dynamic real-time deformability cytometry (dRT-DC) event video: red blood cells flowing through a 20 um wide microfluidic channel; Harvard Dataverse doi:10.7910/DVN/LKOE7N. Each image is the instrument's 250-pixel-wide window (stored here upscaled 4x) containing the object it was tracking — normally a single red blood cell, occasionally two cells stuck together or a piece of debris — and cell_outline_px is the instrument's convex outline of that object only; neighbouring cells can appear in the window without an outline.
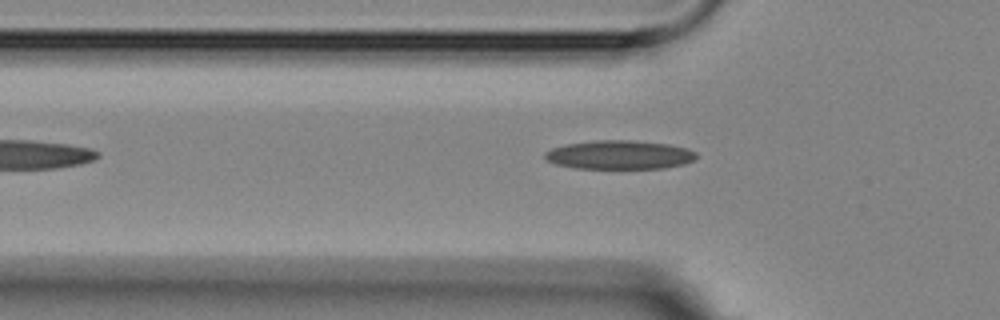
{"species": "Egyptian fruit bat (a non-hibernating species)", "species_latin": "Rousettus aegyptiacus", "temperature_condition": "room temperature", "stored_images_in_passage": 4, "camera_frame_rate_fps": 3000, "um_per_image_px": 0.085, "animal": {"sex": "female"}, "frame": {"image": 1, "passage_image": 4, "time_ms": 3.667, "image_size_px": [1000, 320], "cell_outline_px": [[696, 156], [692, 160], [684, 164], [664, 168], [576, 168], [556, 164], [548, 160], [544, 156], [544, 152], [552, 148], [568, 144], [596, 140], [636, 140], [668, 144], [684, 148], [696, 152]], "centroid_in_image_um": [52.64, 13.15], "position_along_channel_um": 73.2, "area_um2": 25.2}}